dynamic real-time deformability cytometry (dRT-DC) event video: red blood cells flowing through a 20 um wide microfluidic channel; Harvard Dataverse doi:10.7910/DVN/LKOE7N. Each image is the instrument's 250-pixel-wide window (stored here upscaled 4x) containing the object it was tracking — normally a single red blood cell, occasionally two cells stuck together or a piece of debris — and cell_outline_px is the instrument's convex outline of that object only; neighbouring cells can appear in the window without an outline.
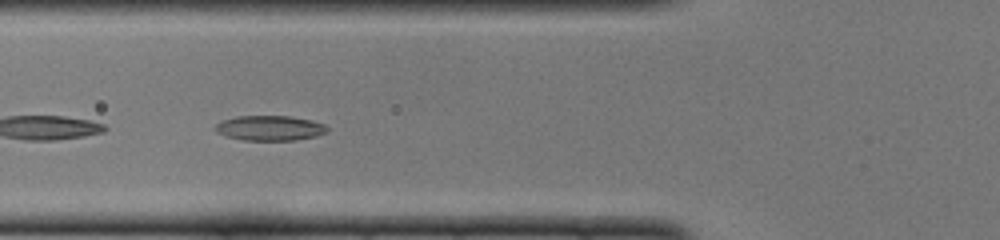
{"species": "common noctule bat (a hibernating species)", "species_latin": "Nyctalus noctula", "temperature_condition": "cold", "stored_images_in_passage": 50, "camera_frame_rate_fps": 3000, "um_per_image_px": 0.085, "animal": {"sex": "female", "body_mass_g": 22.0, "forearm_length_mm": 56.7}, "frame": {"image": 1, "passage_image": 19, "time_ms": 6.0, "image_size_px": [1000, 240], "cell_outline_px": [[328, 132], [316, 136], [296, 140], [244, 140], [228, 136], [216, 132], [212, 128], [220, 120], [236, 116], [288, 116], [312, 120], [324, 124], [328, 128]], "centroid_in_image_um": [22.92, 10.88], "position_along_channel_um": 102.9, "area_um2": 16.42}}
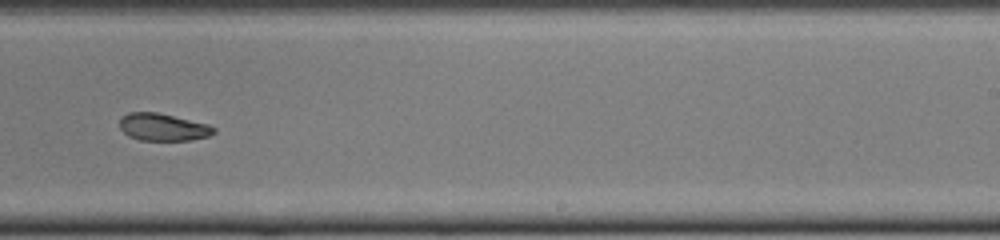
{"frame": {"image": 2, "passage_image": 32, "time_ms": 10.333, "image_size_px": [1000, 240], "cell_outline_px": [[216, 132], [208, 136], [192, 140], [140, 140], [128, 136], [120, 128], [120, 116], [128, 112], [156, 112], [208, 124], [216, 128]], "centroid_in_image_um": [13.84, 10.8], "position_along_channel_um": 275.2, "area_um2": 15.03}}
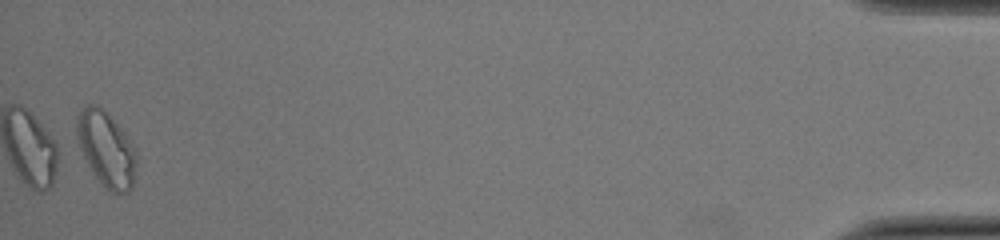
{"frame": {"image": 3, "passage_image": 50, "time_ms": 16.333, "image_size_px": [1000, 240], "cell_outline_px": [[136, 164], [132, 188], [128, 192], [112, 192], [92, 172], [80, 148], [76, 136], [76, 116], [80, 108], [88, 104], [96, 104], [124, 132], [136, 152]], "centroid_in_image_um": [9.0, 12.64], "position_along_channel_um": 426.2, "area_um2": 25.49}, "authors_computed_cell_mechanics": {"area_um2": 17.2822, "velocity_mm_per_s": 3.9837, "shape_relaxation_time_tau1_ms": null, "shape_relaxation_time_tau2_ms": 9.6456, "deformation_change_tau1": null, "deformation_change_tau2": 0.1866}}